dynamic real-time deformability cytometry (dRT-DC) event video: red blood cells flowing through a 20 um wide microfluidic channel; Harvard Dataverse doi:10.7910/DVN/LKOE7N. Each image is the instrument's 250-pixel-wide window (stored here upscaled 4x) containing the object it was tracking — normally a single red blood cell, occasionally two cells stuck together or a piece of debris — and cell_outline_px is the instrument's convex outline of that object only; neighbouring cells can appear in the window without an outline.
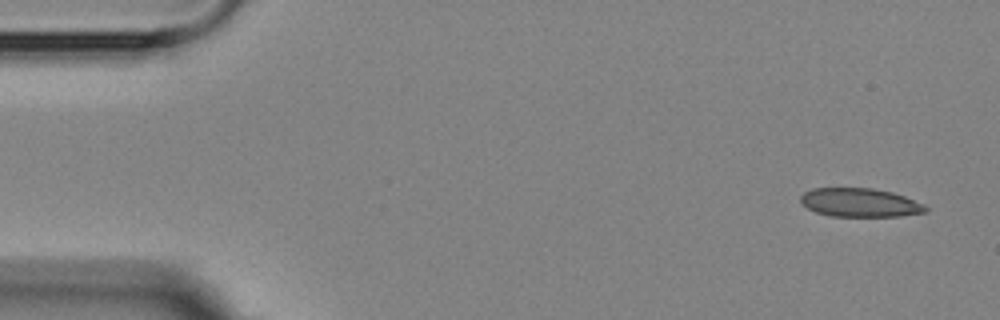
{"species": "Egyptian fruit bat (a non-hibernating species)", "species_latin": "Rousettus aegyptiacus", "temperature_condition": "room temperature", "stored_images_in_passage": 4, "camera_frame_rate_fps": 3000, "um_per_image_px": 0.085, "animal": {"sex": "female"}, "frame": {"image": 1, "passage_image": 1, "time_ms": 0.0, "image_size_px": [1000, 320], "cell_outline_px": [[928, 212], [900, 216], [832, 216], [816, 212], [808, 208], [800, 200], [800, 196], [804, 192], [812, 188], [872, 188], [892, 192], [904, 196], [924, 204], [928, 208]], "centroid_in_image_um": [73.11, 17.22], "position_along_channel_um": 11.9, "area_um2": 20.87}}
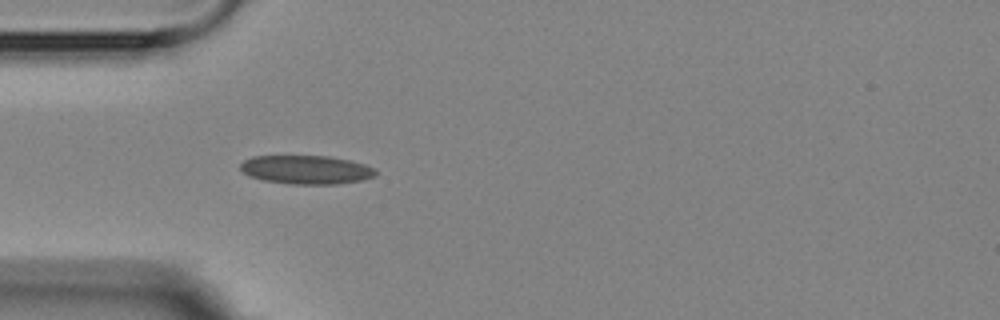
{"frame": {"image": 2, "passage_image": 4, "time_ms": 4.333, "image_size_px": [1000, 320], "cell_outline_px": [[376, 176], [360, 180], [336, 184], [292, 184], [264, 180], [248, 176], [240, 168], [240, 164], [244, 160], [252, 156], [328, 156], [352, 160], [364, 164], [372, 168], [376, 172]], "centroid_in_image_um": [26.01, 14.42], "position_along_channel_um": 59.0, "area_um2": 22.54}}